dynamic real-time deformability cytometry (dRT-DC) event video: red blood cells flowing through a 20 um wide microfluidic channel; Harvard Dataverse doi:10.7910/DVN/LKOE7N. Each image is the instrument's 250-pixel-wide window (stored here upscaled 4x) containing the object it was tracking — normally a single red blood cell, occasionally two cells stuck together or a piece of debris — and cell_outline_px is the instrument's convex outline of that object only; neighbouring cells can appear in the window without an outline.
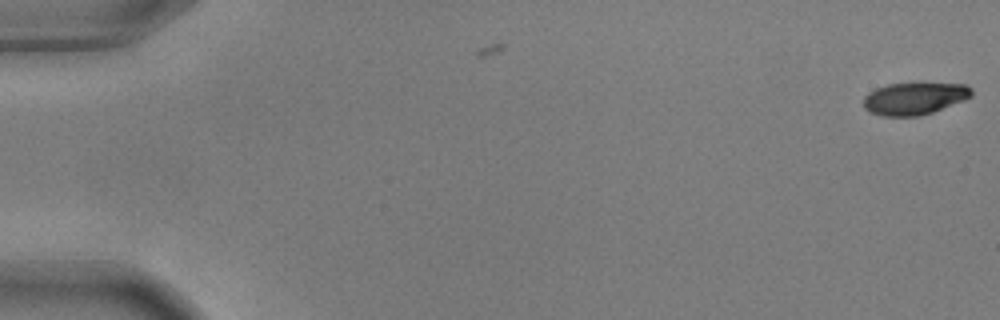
{"species": "common noctule bat (a hibernating species)", "species_latin": "Nyctalus noctula", "temperature_condition": "warm", "stored_images_in_passage": 4, "camera_frame_rate_fps": 3000, "um_per_image_px": 0.085, "animal": {"sex": "male", "body_mass_g": 17.9, "forearm_length_mm": 54.2}, "frame": {"image": 1, "passage_image": 4, "time_ms": 1.0, "image_size_px": [1000, 320], "cell_outline_px": [[972, 96], [964, 100], [932, 112], [920, 116], [884, 116], [868, 112], [864, 108], [864, 96], [868, 92], [876, 88], [888, 84], [920, 80], [968, 84], [972, 88]], "centroid_in_image_um": [77.76, 8.31], "position_along_channel_um": 7.2, "area_um2": 21.33}}